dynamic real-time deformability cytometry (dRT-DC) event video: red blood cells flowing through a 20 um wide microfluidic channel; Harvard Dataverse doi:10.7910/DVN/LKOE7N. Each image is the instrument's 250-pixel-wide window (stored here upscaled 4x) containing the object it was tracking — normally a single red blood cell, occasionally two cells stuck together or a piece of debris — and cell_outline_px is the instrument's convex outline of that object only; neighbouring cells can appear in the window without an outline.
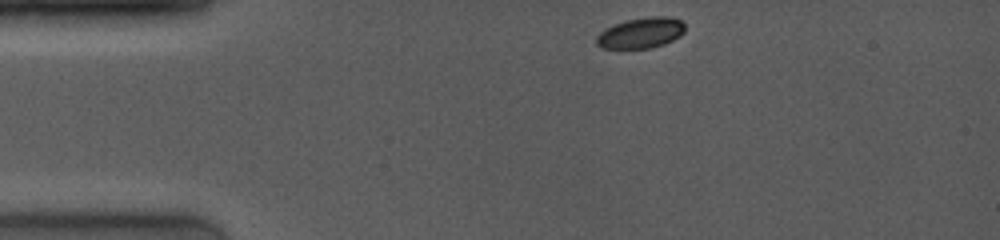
{"species": "common noctule bat (a hibernating species)", "species_latin": "Nyctalus noctula", "temperature_condition": "room temperature", "stored_images_in_passage": 13, "camera_frame_rate_fps": 4000, "um_per_image_px": 0.085, "animal": {"sex": "female", "body_mass_g": 19.0, "forearm_length_mm": 53.3}, "frame": {"image": 1, "passage_image": 1, "time_ms": 0.0, "image_size_px": [1000, 240], "cell_outline_px": [[684, 32], [680, 36], [664, 44], [648, 48], [600, 48], [596, 44], [596, 36], [604, 28], [628, 20], [644, 16], [668, 16], [680, 20], [684, 24]], "centroid_in_image_um": [54.46, 2.79], "position_along_channel_um": 30.5, "area_um2": 15.84}}
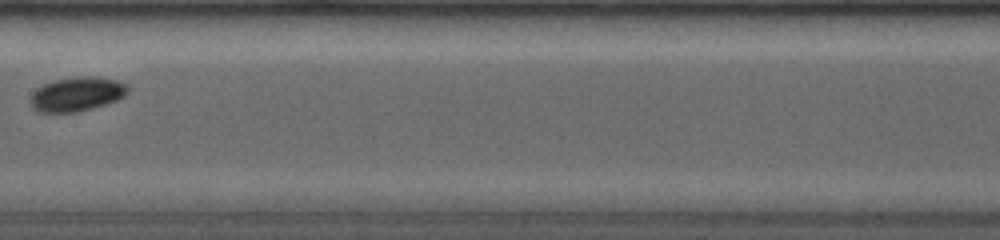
{"frame": {"image": 2, "passage_image": 10, "time_ms": 5.5, "image_size_px": [1000, 240], "cell_outline_px": [[128, 92], [124, 96], [116, 100], [92, 108], [76, 112], [36, 112], [32, 108], [28, 100], [32, 92], [36, 88], [52, 80], [76, 76], [96, 76], [116, 80], [128, 84]], "centroid_in_image_um": [6.48, 7.99], "position_along_channel_um": 200.9, "area_um2": 19.71}}
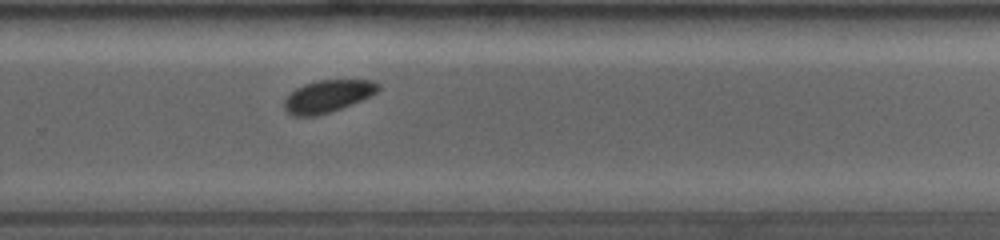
{"frame": {"image": 3, "passage_image": 13, "time_ms": 8.0, "image_size_px": [1000, 240], "cell_outline_px": [[380, 88], [376, 92], [352, 104], [332, 112], [316, 116], [292, 116], [284, 108], [284, 100], [296, 88], [304, 84], [316, 80], [376, 80], [380, 84]], "centroid_in_image_um": [27.86, 8.18], "position_along_channel_um": 301.9, "area_um2": 17.69}}